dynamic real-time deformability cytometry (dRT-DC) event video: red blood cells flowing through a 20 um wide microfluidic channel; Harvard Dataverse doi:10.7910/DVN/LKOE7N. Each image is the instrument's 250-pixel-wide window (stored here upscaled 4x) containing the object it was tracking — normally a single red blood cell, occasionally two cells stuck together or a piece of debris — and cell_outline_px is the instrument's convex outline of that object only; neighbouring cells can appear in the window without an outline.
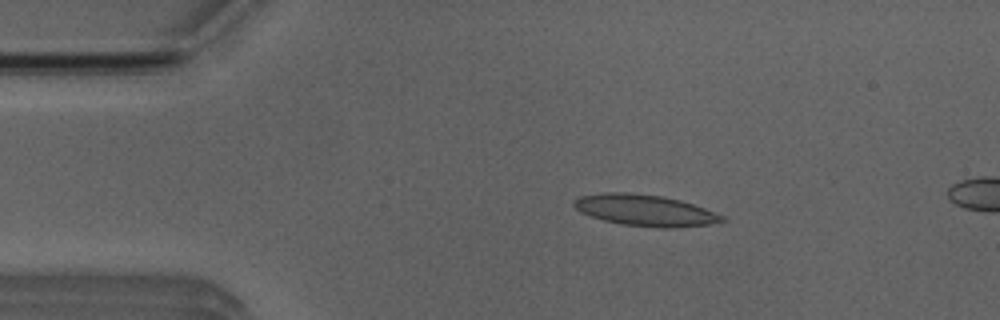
{"species": "Egyptian fruit bat (a non-hibernating species)", "species_latin": "Rousettus aegyptiacus", "temperature_condition": "room temperature", "stored_images_in_passage": 2, "camera_frame_rate_fps": 3000, "um_per_image_px": 0.085, "animal": {"sex": "male"}, "frame": {"image": 1, "passage_image": 1, "time_ms": 0.0, "image_size_px": [1000, 320], "cell_outline_px": [[728, 220], [708, 224], [672, 228], [664, 228], [624, 224], [604, 220], [580, 212], [572, 204], [572, 200], [580, 196], [604, 192], [632, 192], [664, 196], [680, 200], [704, 208], [724, 216]], "centroid_in_image_um": [54.81, 17.86], "position_along_channel_um": 30.2, "area_um2": 26.93}}